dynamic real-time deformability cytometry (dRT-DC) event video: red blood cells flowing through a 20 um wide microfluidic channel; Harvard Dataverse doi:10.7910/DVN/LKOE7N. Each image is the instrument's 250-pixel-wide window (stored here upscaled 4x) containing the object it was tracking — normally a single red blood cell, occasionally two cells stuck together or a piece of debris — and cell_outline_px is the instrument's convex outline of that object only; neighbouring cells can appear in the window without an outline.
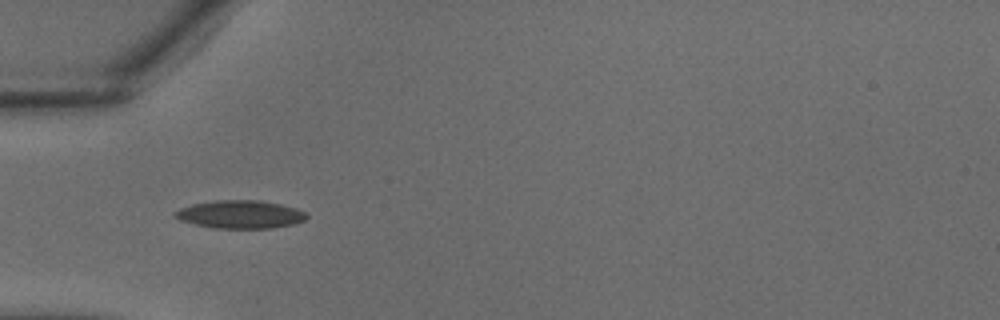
{"species": "common noctule bat (a hibernating species)", "species_latin": "Nyctalus noctula", "temperature_condition": "warm", "stored_images_in_passage": 36, "camera_frame_rate_fps": 3000, "um_per_image_px": 0.085, "animal": {"sex": "male", "body_mass_g": 18.8}, "frame": {"image": 1, "passage_image": 11, "time_ms": 3.333, "image_size_px": [1000, 320], "cell_outline_px": [[308, 216], [304, 220], [292, 224], [272, 228], [216, 228], [196, 224], [180, 220], [172, 216], [172, 212], [180, 208], [192, 204], [216, 200], [260, 200], [280, 204], [296, 208], [304, 212]], "centroid_in_image_um": [20.39, 18.21], "position_along_channel_um": 64.6, "area_um2": 21.44}}
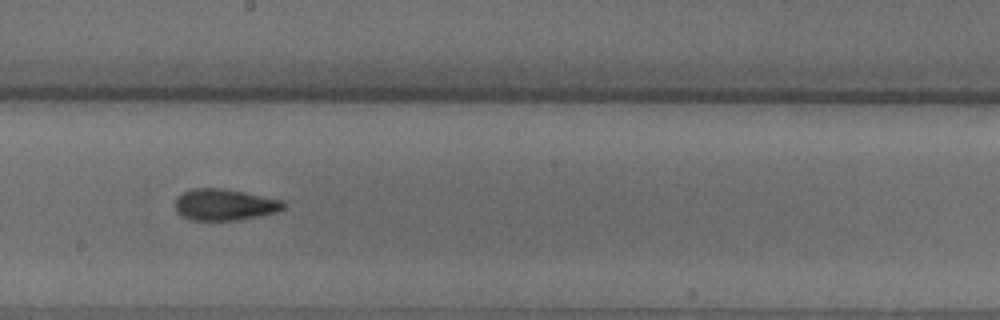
{"frame": {"image": 2, "passage_image": 20, "time_ms": 6.333, "image_size_px": [1000, 320], "cell_outline_px": [[284, 208], [276, 212], [236, 220], [192, 220], [180, 216], [176, 212], [176, 196], [192, 188], [220, 188], [244, 192], [284, 200]], "centroid_in_image_um": [19.05, 17.39], "position_along_channel_um": 229.1, "area_um2": 19.77}}
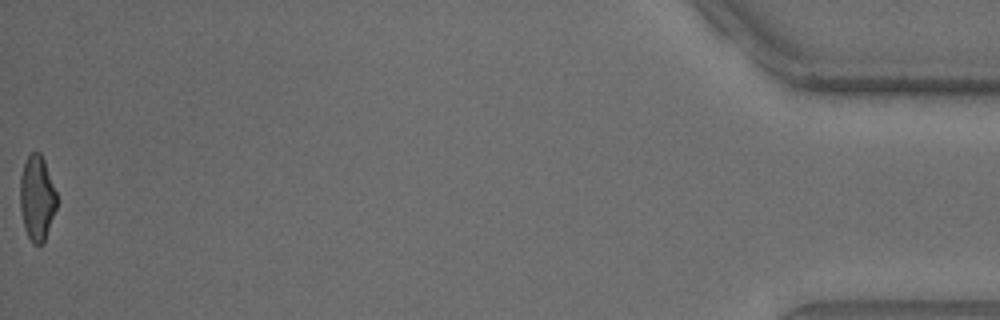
{"frame": {"image": 3, "passage_image": 36, "time_ms": 11.667, "image_size_px": [1000, 320], "cell_outline_px": [[56, 208], [44, 244], [32, 244], [24, 228], [20, 208], [20, 176], [24, 164], [28, 156], [32, 152], [40, 152], [44, 160], [56, 192]], "centroid_in_image_um": [3.13, 16.86], "position_along_channel_um": 432.1, "area_um2": 18.15}}